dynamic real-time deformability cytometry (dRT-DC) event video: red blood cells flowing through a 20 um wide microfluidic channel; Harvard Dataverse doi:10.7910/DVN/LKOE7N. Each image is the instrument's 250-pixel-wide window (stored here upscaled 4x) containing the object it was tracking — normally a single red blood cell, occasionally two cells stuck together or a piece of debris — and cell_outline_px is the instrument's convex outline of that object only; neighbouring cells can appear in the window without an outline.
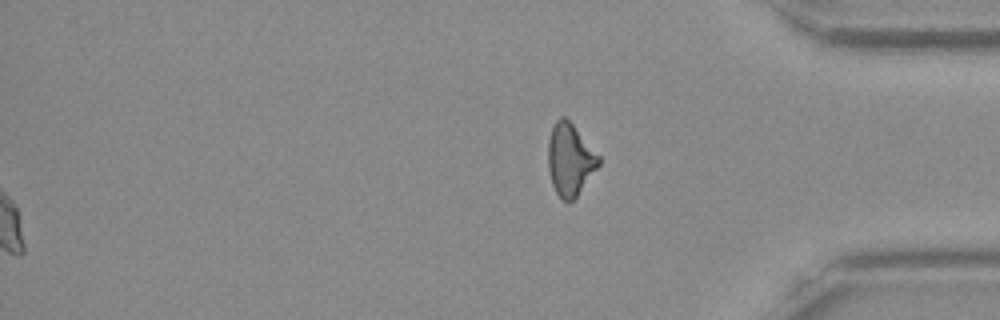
{"species": "Egyptian fruit bat (a non-hibernating species)", "species_latin": "Rousettus aegyptiacus", "temperature_condition": "room temperature", "stored_images_in_passage": 53, "segment_of_instrument_passage": [2, 2], "camera_frame_rate_fps": 3000, "um_per_image_px": 0.085, "frame": {"image": 1, "passage_image": 53, "time_ms": 17.333, "image_size_px": [1000, 320], "cell_outline_px": [[600, 164], [576, 196], [572, 200], [560, 200], [552, 184], [548, 168], [548, 140], [552, 128], [556, 120], [560, 116], [564, 116], [572, 124], [600, 156]], "centroid_in_image_um": [48.43, 13.55], "position_along_channel_um": 386.8, "area_um2": 20.98}}